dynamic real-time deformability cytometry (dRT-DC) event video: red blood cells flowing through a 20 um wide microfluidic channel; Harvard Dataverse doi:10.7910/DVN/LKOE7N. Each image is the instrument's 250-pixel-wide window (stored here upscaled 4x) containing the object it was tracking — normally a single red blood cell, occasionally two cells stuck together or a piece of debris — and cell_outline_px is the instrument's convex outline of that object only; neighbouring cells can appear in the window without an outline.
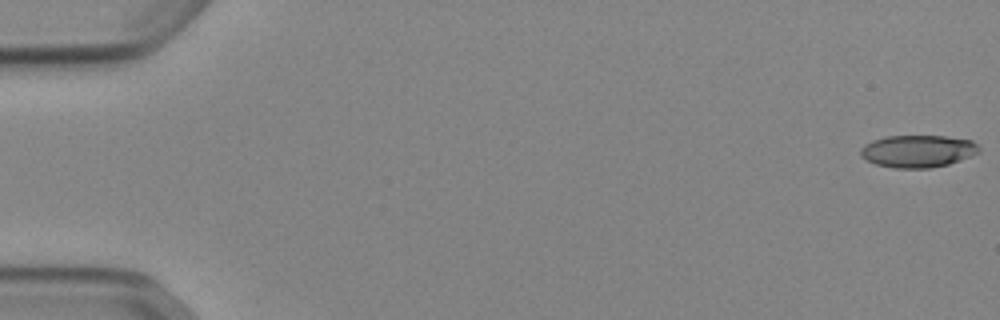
{"species": "Egyptian fruit bat (a non-hibernating species)", "species_latin": "Rousettus aegyptiacus", "temperature_condition": "cold", "stored_images_in_passage": 53, "camera_frame_rate_fps": 3000, "um_per_image_px": 0.085, "animal": {"sex": "female"}, "frame": {"image": 1, "passage_image": 1, "time_ms": 0.0, "image_size_px": [1000, 320], "cell_outline_px": [[980, 152], [960, 160], [948, 164], [928, 168], [892, 168], [876, 164], [860, 156], [860, 148], [864, 144], [872, 140], [888, 136], [944, 136], [972, 140], [980, 144]], "centroid_in_image_um": [78.02, 12.84], "position_along_channel_um": 7.0, "area_um2": 22.43}}
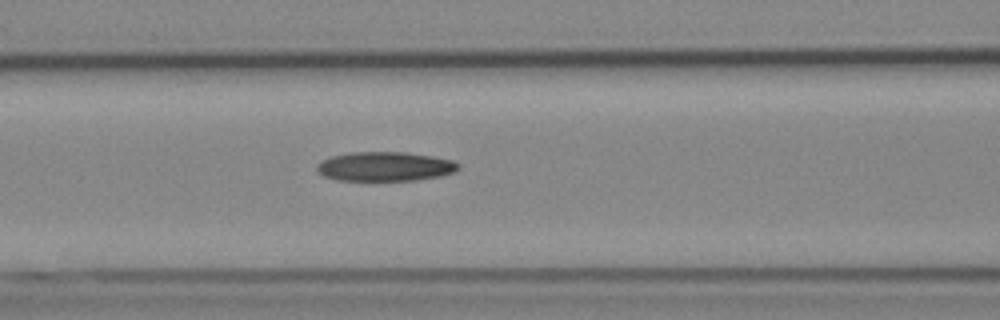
{"frame": {"image": 2, "passage_image": 23, "time_ms": 7.333, "image_size_px": [1000, 320], "cell_outline_px": [[460, 168], [456, 172], [440, 176], [416, 180], [336, 180], [324, 176], [316, 172], [316, 164], [332, 156], [348, 152], [404, 152], [432, 156], [452, 160], [460, 164]], "centroid_in_image_um": [32.73, 14.15], "position_along_channel_um": 133.9, "area_um2": 24.28}}
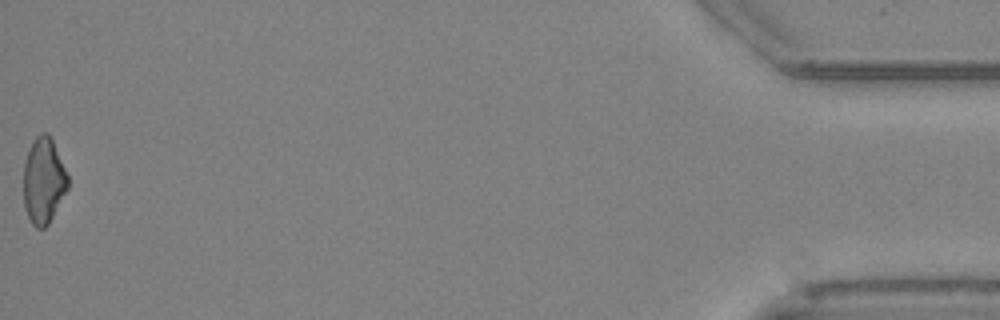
{"frame": {"image": 3, "passage_image": 53, "time_ms": 17.333, "image_size_px": [1000, 320], "cell_outline_px": [[68, 188], [48, 224], [44, 228], [36, 228], [32, 224], [24, 208], [24, 164], [28, 148], [32, 140], [40, 132], [48, 132], [52, 140], [68, 176]], "centroid_in_image_um": [3.68, 15.34], "position_along_channel_um": 431.5, "area_um2": 22.14}}